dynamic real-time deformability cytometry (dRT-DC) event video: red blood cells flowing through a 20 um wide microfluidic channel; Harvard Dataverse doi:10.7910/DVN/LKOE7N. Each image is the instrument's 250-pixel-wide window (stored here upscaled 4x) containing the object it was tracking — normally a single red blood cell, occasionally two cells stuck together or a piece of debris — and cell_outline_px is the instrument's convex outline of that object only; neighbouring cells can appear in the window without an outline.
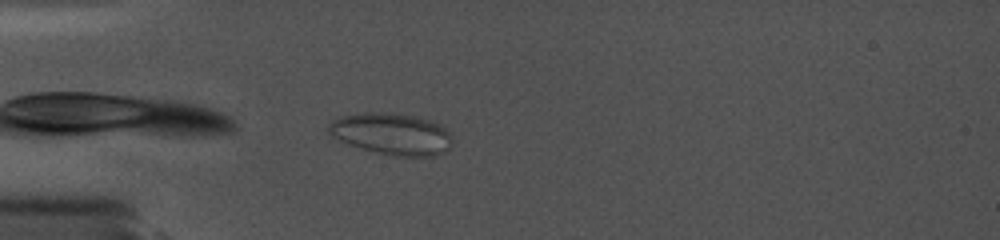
{"species": "common noctule bat (a hibernating species)", "species_latin": "Nyctalus noctula", "temperature_condition": "cold", "stored_images_in_passage": 32, "camera_frame_rate_fps": 5000, "um_per_image_px": 0.085, "animal": {"sex": "female", "body_mass_g": 19.0, "forearm_length_mm": 56.7}, "frame": {"image": 1, "passage_image": 1, "time_ms": 0.0, "image_size_px": [1000, 240], "cell_outline_px": [[452, 148], [436, 156], [392, 156], [360, 148], [348, 144], [332, 136], [328, 132], [328, 124], [332, 120], [340, 116], [364, 112], [384, 112], [416, 116], [440, 124], [452, 136]], "centroid_in_image_um": [33.3, 11.39], "position_along_channel_um": 51.7, "area_um2": 30.29}}
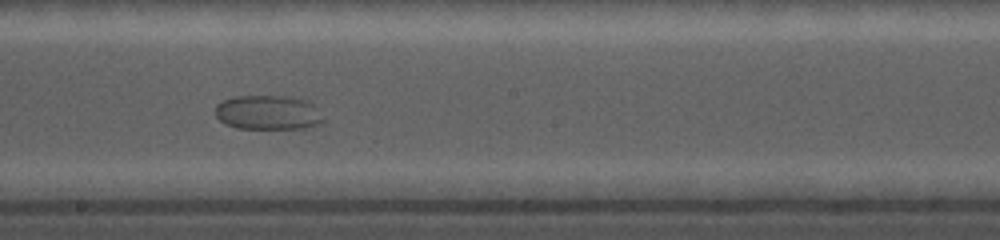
{"frame": {"image": 2, "passage_image": 14, "time_ms": 6.0, "image_size_px": [1000, 240], "cell_outline_px": [[324, 120], [320, 124], [304, 128], [236, 128], [224, 124], [216, 116], [216, 104], [232, 96], [284, 96], [304, 100], [312, 104]], "centroid_in_image_um": [22.73, 9.57], "position_along_channel_um": 225.5, "area_um2": 21.44}}
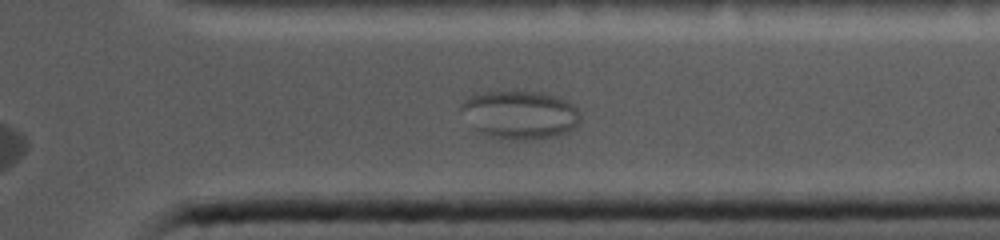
{"frame": {"image": 3, "passage_image": 24, "time_ms": 10.4, "image_size_px": [1000, 240], "cell_outline_px": [[580, 124], [576, 128], [568, 132], [556, 136], [528, 140], [516, 140], [484, 136], [476, 128], [460, 104], [468, 96], [488, 92], [516, 88], [544, 92], [556, 96], [572, 104], [580, 112]], "centroid_in_image_um": [44.27, 9.72], "position_along_channel_um": 367.1, "area_um2": 34.04}}